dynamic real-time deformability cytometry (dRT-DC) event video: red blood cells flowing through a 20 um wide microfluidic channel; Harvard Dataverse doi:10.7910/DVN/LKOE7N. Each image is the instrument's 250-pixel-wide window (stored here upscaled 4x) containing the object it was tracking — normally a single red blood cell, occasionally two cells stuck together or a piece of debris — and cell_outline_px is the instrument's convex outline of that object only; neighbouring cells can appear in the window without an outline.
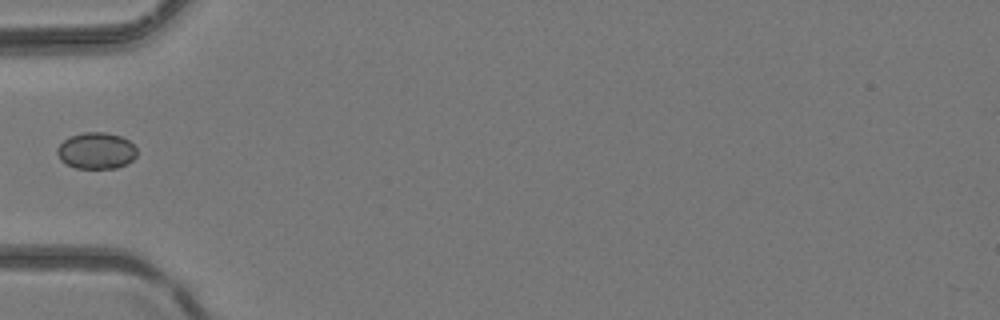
{"species": "common noctule bat (a hibernating species)", "species_latin": "Nyctalus noctula", "temperature_condition": "room temperature", "stored_images_in_passage": 1, "camera_frame_rate_fps": 3000, "um_per_image_px": 0.085, "animal": {"sex": "female", "body_mass_g": 24.6, "forearm_length_mm": 56.2}, "frame": {"image": 1, "passage_image": 1, "time_ms": 0.0, "image_size_px": [1000, 320], "cell_outline_px": [[136, 156], [132, 160], [116, 168], [76, 168], [60, 160], [56, 152], [56, 148], [64, 140], [72, 136], [84, 132], [104, 132], [120, 136], [128, 140], [136, 148]], "centroid_in_image_um": [8.17, 12.81], "position_along_channel_um": 76.8, "area_um2": 16.76}}